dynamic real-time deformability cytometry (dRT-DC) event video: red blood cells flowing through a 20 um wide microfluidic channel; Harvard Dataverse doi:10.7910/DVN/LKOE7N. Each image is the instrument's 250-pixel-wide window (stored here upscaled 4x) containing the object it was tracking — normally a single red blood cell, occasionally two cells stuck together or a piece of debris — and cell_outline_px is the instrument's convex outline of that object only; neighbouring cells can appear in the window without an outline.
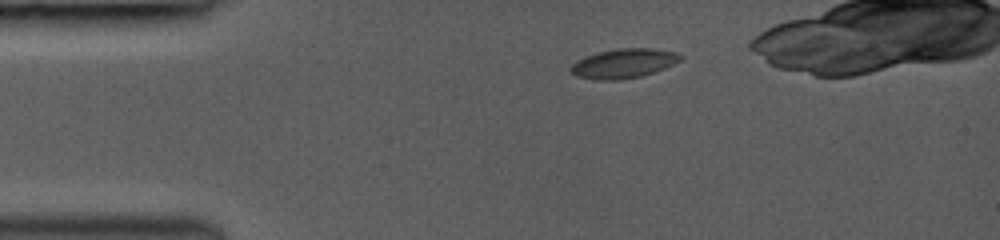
{"species": "common noctule bat (a hibernating species)", "species_latin": "Nyctalus noctula", "temperature_condition": "room temperature", "stored_images_in_passage": 5, "camera_frame_rate_fps": 3000, "um_per_image_px": 0.085, "animal": {"sex": "female", "body_mass_g": 19.0, "forearm_length_mm": 53.3}, "frame": {"image": 1, "passage_image": 2, "time_ms": 1.0, "image_size_px": [1000, 240], "cell_outline_px": [[684, 56], [680, 60], [664, 68], [640, 76], [616, 80], [596, 80], [576, 76], [572, 72], [572, 64], [576, 60], [596, 52], [616, 48], [648, 48], [676, 52]], "centroid_in_image_um": [52.99, 5.38], "position_along_channel_um": 32.0, "area_um2": 18.61}}